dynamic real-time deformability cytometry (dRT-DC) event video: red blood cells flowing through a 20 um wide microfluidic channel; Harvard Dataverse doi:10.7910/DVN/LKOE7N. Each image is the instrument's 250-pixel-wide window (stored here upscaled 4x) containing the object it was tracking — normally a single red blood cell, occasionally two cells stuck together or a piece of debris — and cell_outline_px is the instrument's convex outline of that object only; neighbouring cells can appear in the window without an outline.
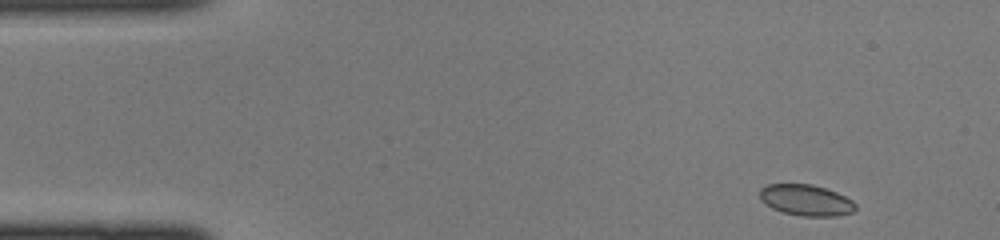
{"species": "common noctule bat (a hibernating species)", "species_latin": "Nyctalus noctula", "temperature_condition": "cold", "stored_images_in_passage": 41, "camera_frame_rate_fps": 3000, "um_per_image_px": 0.085, "animal": {"sex": "female", "body_mass_g": 22.0, "forearm_length_mm": 56.7}, "frame": {"image": 1, "passage_image": 1, "time_ms": 0.0, "image_size_px": [1000, 240], "cell_outline_px": [[856, 208], [848, 212], [828, 216], [808, 216], [784, 212], [768, 204], [760, 196], [760, 192], [764, 188], [772, 184], [808, 184], [824, 188], [844, 196]], "centroid_in_image_um": [68.49, 17.0], "position_along_channel_um": 16.5, "area_um2": 16.13}}
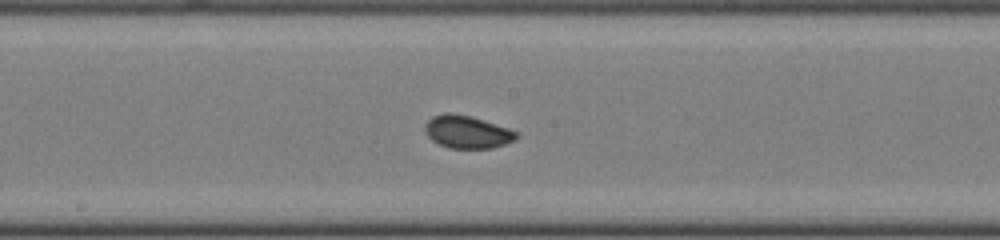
{"frame": {"image": 2, "passage_image": 20, "time_ms": 6.333, "image_size_px": [1000, 240], "cell_outline_px": [[516, 136], [512, 140], [488, 148], [452, 148], [440, 144], [428, 132], [428, 120], [436, 116], [468, 116], [516, 132]], "centroid_in_image_um": [39.74, 11.26], "position_along_channel_um": 208.5, "area_um2": 15.43}}
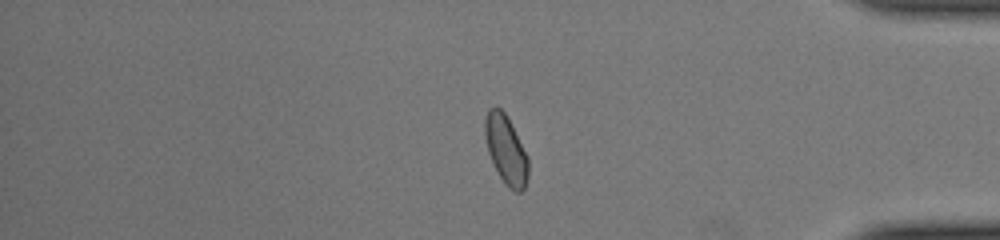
{"frame": {"image": 3, "passage_image": 34, "time_ms": 11.0, "image_size_px": [1000, 240], "cell_outline_px": [[528, 172], [524, 188], [520, 192], [512, 188], [500, 176], [492, 160], [488, 148], [484, 128], [484, 124], [488, 112], [492, 108], [500, 108], [504, 112], [528, 160]], "centroid_in_image_um": [43.0, 12.72], "position_along_channel_um": 392.2, "area_um2": 16.01}}